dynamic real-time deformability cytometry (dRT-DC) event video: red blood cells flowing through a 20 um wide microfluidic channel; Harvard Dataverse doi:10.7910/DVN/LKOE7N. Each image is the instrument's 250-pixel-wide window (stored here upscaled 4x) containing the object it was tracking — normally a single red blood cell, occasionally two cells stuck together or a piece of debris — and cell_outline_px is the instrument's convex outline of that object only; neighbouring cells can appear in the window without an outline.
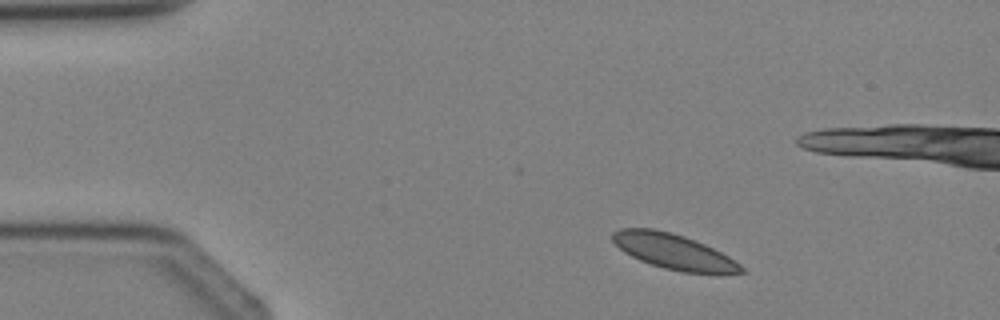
{"species": "Egyptian fruit bat (a non-hibernating species)", "species_latin": "Rousettus aegyptiacus", "temperature_condition": "cold", "stored_images_in_passage": 5, "camera_frame_rate_fps": 3000, "um_per_image_px": 0.085, "animal": {"sex": "female"}, "frame": {"image": 1, "passage_image": 1, "time_ms": 0.0, "image_size_px": [1000, 320], "cell_outline_px": [[748, 272], [680, 272], [664, 268], [640, 260], [624, 252], [612, 240], [612, 232], [620, 228], [652, 228], [672, 232], [696, 240], [728, 256], [740, 264]], "centroid_in_image_um": [57.22, 21.36], "position_along_channel_um": 27.8, "area_um2": 26.01}}
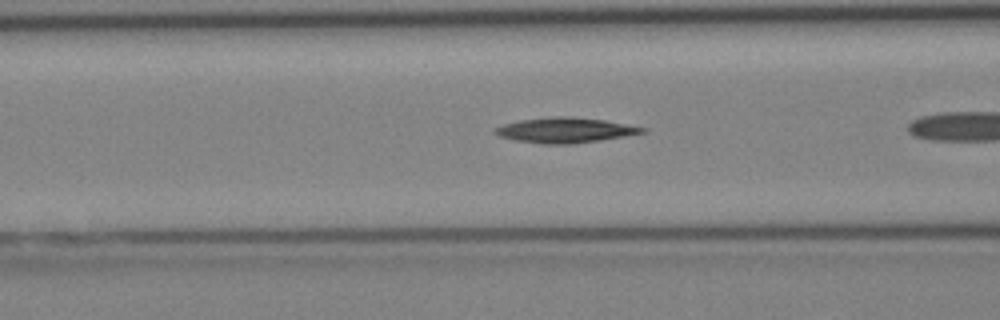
{"frame": {"image": 2, "passage_image": 4, "time_ms": 4.333, "image_size_px": [1000, 320], "cell_outline_px": [[648, 132], [624, 136], [568, 144], [544, 144], [516, 140], [500, 136], [492, 132], [496, 128], [504, 124], [520, 120], [556, 116], [572, 116], [604, 120], [648, 128]], "centroid_in_image_um": [48.06, 11.05], "position_along_channel_um": 118.5, "area_um2": 21.33}}